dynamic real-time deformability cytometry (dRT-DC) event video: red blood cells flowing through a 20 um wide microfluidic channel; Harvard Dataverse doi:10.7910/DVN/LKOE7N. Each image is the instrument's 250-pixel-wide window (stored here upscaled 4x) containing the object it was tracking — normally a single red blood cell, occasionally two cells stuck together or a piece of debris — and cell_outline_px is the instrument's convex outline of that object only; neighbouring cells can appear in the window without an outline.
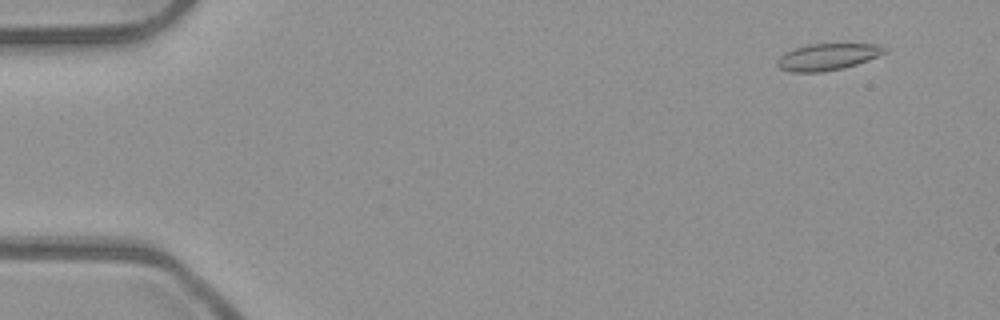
{"species": "common noctule bat (a hibernating species)", "species_latin": "Nyctalus noctula", "temperature_condition": "room temperature", "stored_images_in_passage": 54, "camera_frame_rate_fps": 3000, "um_per_image_px": 0.085, "animal": {"sex": "male", "body_mass_g": 23.1, "forearm_length_mm": 52.7}, "frame": {"image": 1, "passage_image": 5, "time_ms": 1.333, "image_size_px": [1000, 320], "cell_outline_px": [[888, 52], [868, 60], [844, 68], [820, 72], [792, 72], [780, 68], [776, 64], [776, 60], [780, 56], [796, 48], [808, 44], [876, 44], [888, 48]], "centroid_in_image_um": [70.37, 4.83], "position_along_channel_um": 14.6, "area_um2": 16.59}}
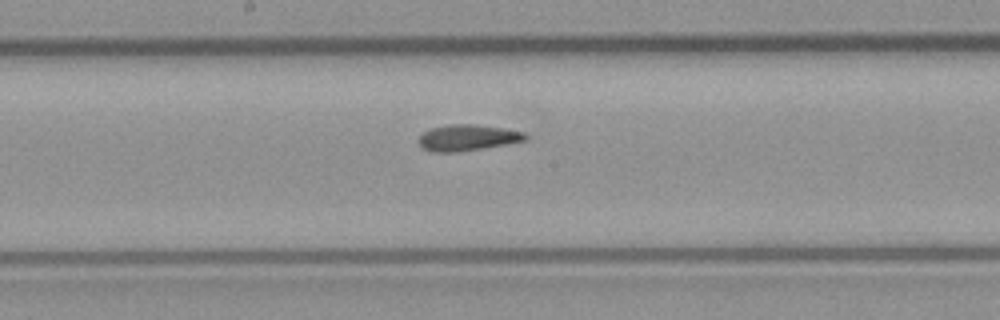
{"frame": {"image": 2, "passage_image": 29, "time_ms": 9.333, "image_size_px": [1000, 320], "cell_outline_px": [[528, 140], [508, 144], [452, 152], [432, 152], [424, 148], [416, 140], [424, 132], [432, 128], [448, 124], [476, 124], [504, 128], [524, 132], [528, 136]], "centroid_in_image_um": [39.76, 11.69], "position_along_channel_um": 208.4, "area_um2": 16.18}}
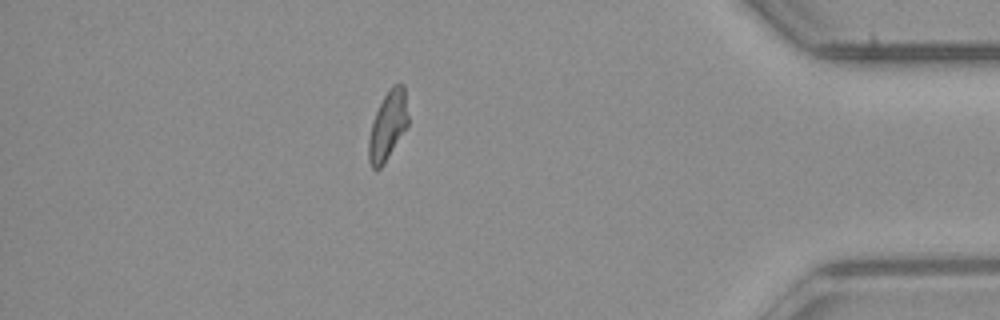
{"frame": {"image": 3, "passage_image": 47, "time_ms": 15.333, "image_size_px": [1000, 320], "cell_outline_px": [[408, 124], [384, 164], [380, 168], [372, 168], [368, 160], [368, 140], [372, 120], [384, 96], [392, 84], [404, 84], [408, 116]], "centroid_in_image_um": [32.95, 10.67], "position_along_channel_um": 402.3, "area_um2": 15.72}, "authors_computed_cell_mechanics": {"area_um2": 16.4441, "velocity_mm_per_s": 3.9414, "shape_relaxation_time_tau1_ms": 6.9891, "shape_relaxation_time_tau2_ms": 2.159, "deformation_change_tau1": 0.1946, "deformation_change_tau2": 0.1061}}